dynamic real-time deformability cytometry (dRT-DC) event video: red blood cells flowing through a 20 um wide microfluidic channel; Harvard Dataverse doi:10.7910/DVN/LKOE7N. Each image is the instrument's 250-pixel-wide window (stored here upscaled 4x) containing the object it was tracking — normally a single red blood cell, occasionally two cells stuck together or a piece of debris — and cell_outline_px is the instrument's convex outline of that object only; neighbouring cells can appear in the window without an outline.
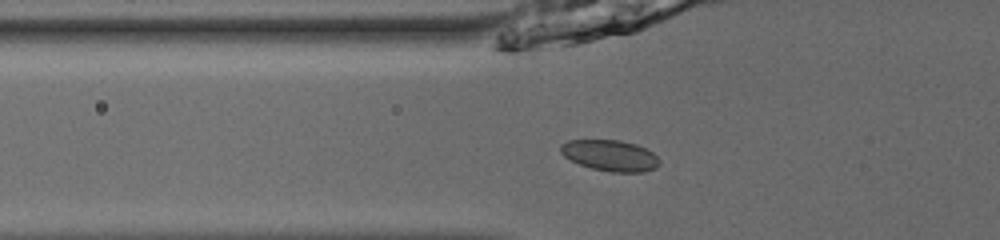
{"species": "common noctule bat (a hibernating species)", "species_latin": "Nyctalus noctula", "temperature_condition": "room temperature", "stored_images_in_passage": 36, "camera_frame_rate_fps": 3000, "um_per_image_px": 0.085, "animal": {"sex": "male", "body_mass_g": 13.0, "forearm_length_mm": 53.1}, "frame": {"image": 1, "passage_image": 3, "time_ms": 0.667, "image_size_px": [1000, 240], "cell_outline_px": [[660, 164], [656, 168], [644, 172], [612, 172], [592, 168], [580, 164], [564, 156], [560, 152], [560, 144], [568, 140], [620, 140], [636, 144], [652, 152], [660, 160]], "centroid_in_image_um": [51.87, 13.21], "position_along_channel_um": 73.9, "area_um2": 17.86}}
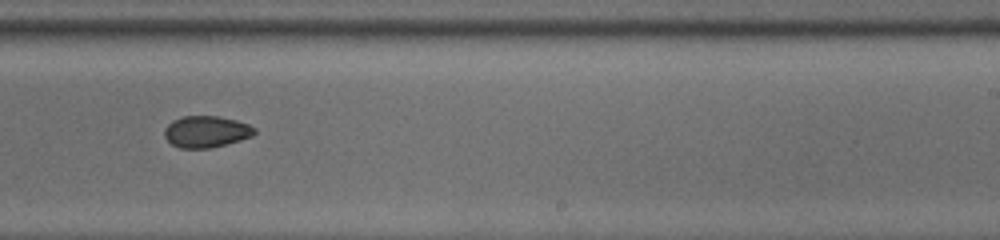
{"frame": {"image": 2, "passage_image": 18, "time_ms": 5.667, "image_size_px": [1000, 240], "cell_outline_px": [[256, 132], [252, 136], [240, 140], [212, 148], [180, 148], [172, 144], [164, 136], [164, 128], [172, 120], [180, 116], [220, 116], [236, 120], [248, 124], [256, 128]], "centroid_in_image_um": [17.52, 11.18], "position_along_channel_um": 271.5, "area_um2": 16.7}}
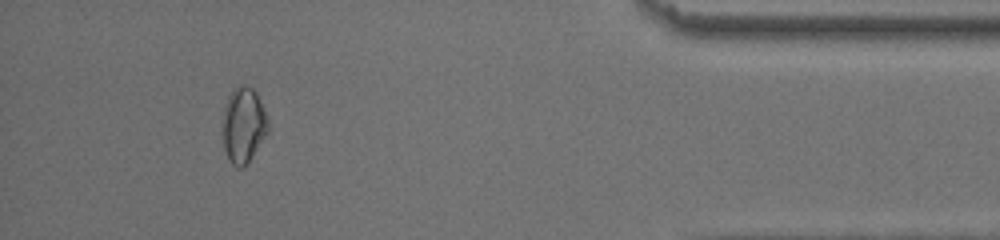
{"frame": {"image": 3, "passage_image": 32, "time_ms": 10.333, "image_size_px": [1000, 240], "cell_outline_px": [[268, 132], [248, 160], [240, 168], [236, 168], [232, 164], [224, 148], [224, 104], [232, 88], [240, 84], [244, 84], [252, 88], [256, 92], [268, 120]], "centroid_in_image_um": [20.69, 10.57], "position_along_channel_um": 414.5, "area_um2": 19.54}, "authors_computed_cell_mechanics": {"area_um2": 17.5134, "velocity_mm_per_s": 3.9418, "shape_relaxation_time_tau1_ms": 7.4942, "shape_relaxation_time_tau2_ms": 3.8532, "deformation_change_tau1": 0.0681, "deformation_change_tau2": 0.0626}}